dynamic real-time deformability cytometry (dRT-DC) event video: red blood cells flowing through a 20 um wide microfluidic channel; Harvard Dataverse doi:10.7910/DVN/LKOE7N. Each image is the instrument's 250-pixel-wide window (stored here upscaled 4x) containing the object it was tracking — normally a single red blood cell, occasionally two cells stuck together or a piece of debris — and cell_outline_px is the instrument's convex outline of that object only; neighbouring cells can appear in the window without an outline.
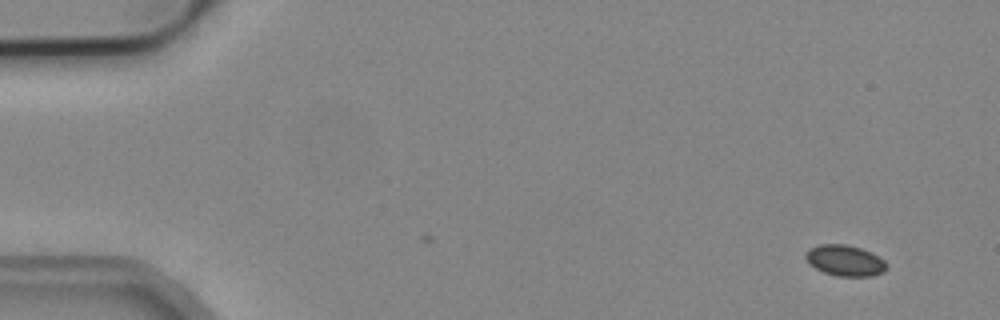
{"species": "common noctule bat (a hibernating species)", "species_latin": "Nyctalus noctula", "temperature_condition": "cold", "stored_images_in_passage": 2, "camera_frame_rate_fps": 3000, "um_per_image_px": 0.085, "animal": {"sex": "male", "body_mass_g": 19.2, "forearm_length_mm": 51.8}, "frame": {"image": 1, "passage_image": 2, "time_ms": 0.333, "image_size_px": [1000, 320], "cell_outline_px": [[888, 268], [884, 272], [872, 276], [836, 276], [824, 272], [816, 268], [804, 256], [804, 252], [808, 248], [820, 244], [844, 244], [860, 248], [872, 252], [884, 260], [888, 264]], "centroid_in_image_um": [71.85, 22.14], "position_along_channel_um": 13.2, "area_um2": 14.68}}